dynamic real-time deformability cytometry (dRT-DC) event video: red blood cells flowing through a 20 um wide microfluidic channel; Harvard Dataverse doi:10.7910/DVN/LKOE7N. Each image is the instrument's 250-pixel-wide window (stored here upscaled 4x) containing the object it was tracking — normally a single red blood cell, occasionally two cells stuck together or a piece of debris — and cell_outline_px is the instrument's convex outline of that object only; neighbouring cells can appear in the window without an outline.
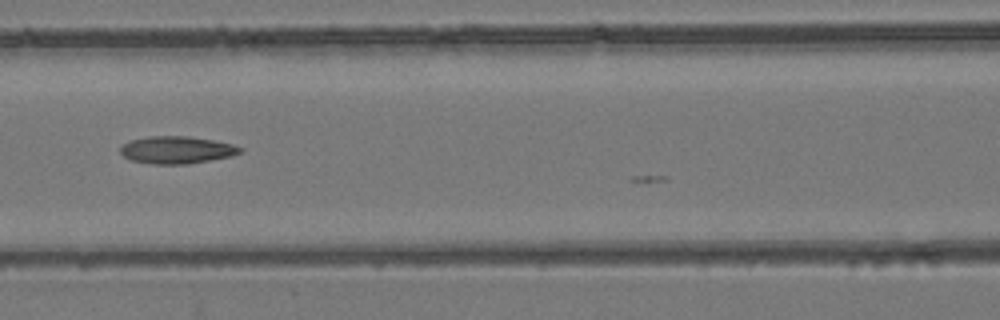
{"species": "common noctule bat (a hibernating species)", "species_latin": "Nyctalus noctula", "temperature_condition": "room temperature", "stored_images_in_passage": 8, "camera_frame_rate_fps": 3000, "um_per_image_px": 0.085, "animal": {"sex": "female", "body_mass_g": 24.6, "forearm_length_mm": 56.2}, "frame": {"image": 1, "passage_image": 8, "time_ms": 2.333, "image_size_px": [1000, 320], "cell_outline_px": [[244, 148], [240, 152], [232, 156], [188, 164], [152, 164], [132, 160], [124, 156], [120, 152], [120, 148], [124, 144], [132, 140], [148, 136], [188, 136], [212, 140], [232, 144]], "centroid_in_image_um": [15.03, 12.74], "position_along_channel_um": 151.6, "area_um2": 18.96}}